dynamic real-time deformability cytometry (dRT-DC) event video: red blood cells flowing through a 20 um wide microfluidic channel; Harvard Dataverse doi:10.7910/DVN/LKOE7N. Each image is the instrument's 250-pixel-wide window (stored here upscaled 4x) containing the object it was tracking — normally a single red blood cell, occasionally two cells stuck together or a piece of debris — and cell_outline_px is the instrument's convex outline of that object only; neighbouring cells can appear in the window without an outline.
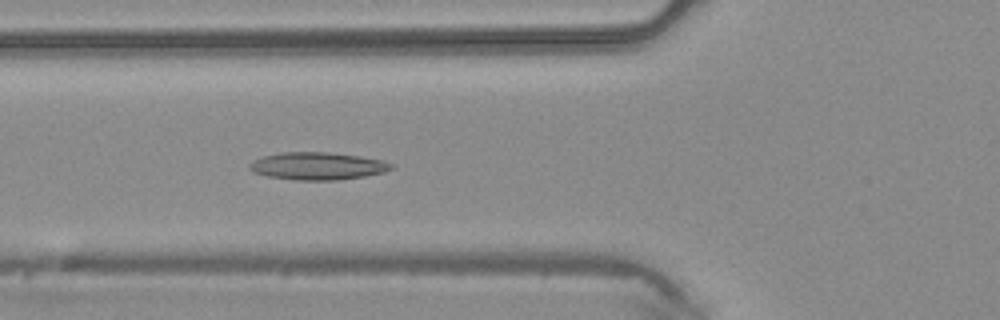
{"species": "common noctule bat (a hibernating species)", "species_latin": "Nyctalus noctula", "temperature_condition": "warm", "stored_images_in_passage": 44, "camera_frame_rate_fps": 3000, "um_per_image_px": 0.085, "animal": {"sex": "male", "body_mass_g": 20.4}, "frame": {"image": 1, "passage_image": 16, "time_ms": 5.0, "image_size_px": [1000, 320], "cell_outline_px": [[396, 164], [392, 168], [384, 172], [364, 176], [336, 180], [296, 180], [268, 176], [252, 172], [248, 168], [248, 164], [252, 160], [260, 156], [280, 152], [328, 152], [360, 156], [380, 160]], "centroid_in_image_um": [26.94, 14.1], "position_along_channel_um": 98.9, "area_um2": 22.89}}
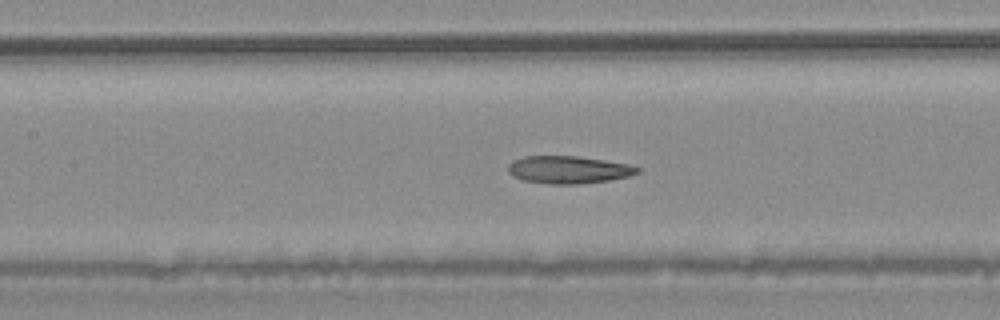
{"frame": {"image": 2, "passage_image": 20, "time_ms": 6.333, "image_size_px": [1000, 320], "cell_outline_px": [[640, 172], [628, 176], [608, 180], [576, 184], [548, 184], [524, 180], [512, 176], [508, 172], [508, 164], [512, 160], [524, 156], [576, 156], [632, 164], [640, 168]], "centroid_in_image_um": [48.31, 14.42], "position_along_channel_um": 159.1, "area_um2": 20.81}}
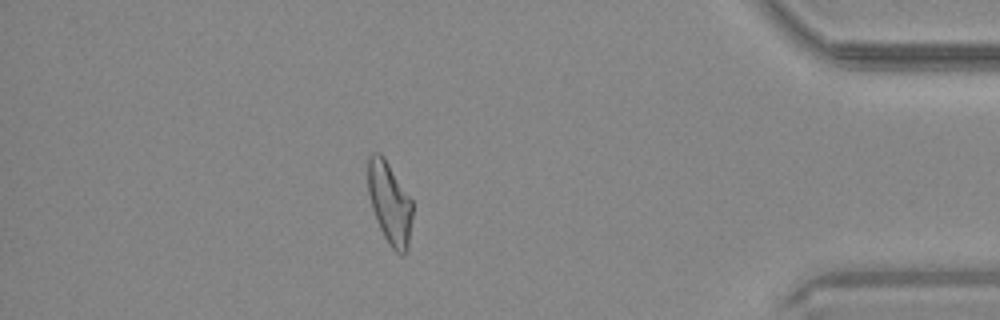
{"frame": {"image": 3, "passage_image": 39, "time_ms": 12.667, "image_size_px": [1000, 320], "cell_outline_px": [[412, 216], [408, 248], [404, 256], [400, 256], [392, 248], [384, 236], [376, 220], [372, 208], [368, 192], [368, 156], [372, 152], [380, 152], [384, 156], [412, 200]], "centroid_in_image_um": [33.12, 17.25], "position_along_channel_um": 402.1, "area_um2": 21.39}}